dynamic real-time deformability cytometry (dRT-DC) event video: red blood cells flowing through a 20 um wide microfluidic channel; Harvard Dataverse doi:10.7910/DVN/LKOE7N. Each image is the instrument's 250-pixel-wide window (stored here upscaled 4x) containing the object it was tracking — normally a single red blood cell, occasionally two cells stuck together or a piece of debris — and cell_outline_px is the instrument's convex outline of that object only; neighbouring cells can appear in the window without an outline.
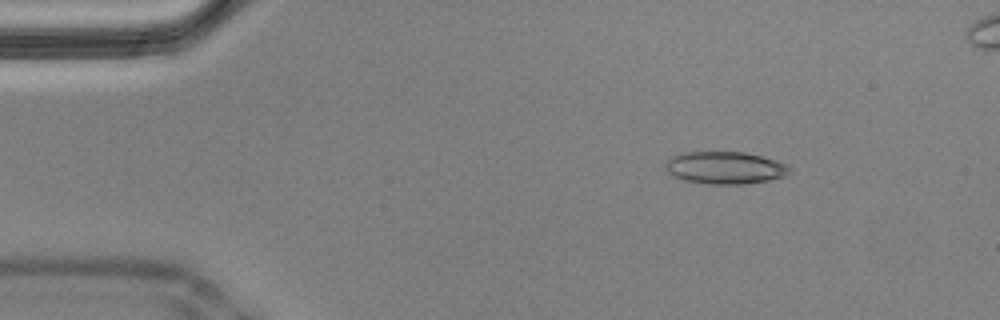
{"species": "Egyptian fruit bat (a non-hibernating species)", "species_latin": "Rousettus aegyptiacus", "temperature_condition": "cold", "stored_images_in_passage": 16, "camera_frame_rate_fps": 3000, "um_per_image_px": 0.085, "animal": {"sex": "male"}, "frame": {"image": 1, "passage_image": 7, "time_ms": 2.0, "image_size_px": [1000, 320], "cell_outline_px": [[792, 172], [784, 176], [768, 180], [744, 184], [708, 184], [684, 180], [668, 172], [664, 168], [664, 164], [672, 156], [680, 152], [744, 152], [776, 160], [788, 164], [792, 168]], "centroid_in_image_um": [61.64, 14.25], "position_along_channel_um": 23.4, "area_um2": 23.52}}